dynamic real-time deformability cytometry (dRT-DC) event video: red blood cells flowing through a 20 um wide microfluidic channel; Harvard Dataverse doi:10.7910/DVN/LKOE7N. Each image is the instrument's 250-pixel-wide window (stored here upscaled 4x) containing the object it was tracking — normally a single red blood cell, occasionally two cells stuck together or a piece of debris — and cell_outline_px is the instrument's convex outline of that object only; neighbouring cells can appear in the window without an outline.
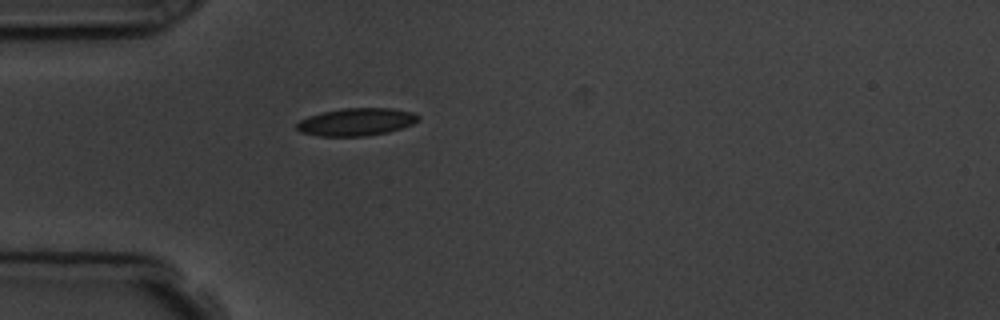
{"species": "common noctule bat (a hibernating species)", "species_latin": "Nyctalus noctula", "temperature_condition": "room temperature", "stored_images_in_passage": 1, "camera_frame_rate_fps": 3000, "um_per_image_px": 0.085, "animal": {"sex": "male", "body_mass_g": 19.5, "forearm_length_mm": 54.6}, "frame": {"image": 1, "passage_image": 1, "time_ms": 0.0, "image_size_px": [1000, 320], "cell_outline_px": [[420, 120], [412, 124], [388, 132], [364, 136], [320, 136], [300, 132], [296, 128], [296, 124], [300, 120], [308, 116], [324, 112], [344, 108], [392, 108], [412, 112], [420, 116]], "centroid_in_image_um": [30.29, 10.36], "position_along_channel_um": 54.7, "area_um2": 19.48}}